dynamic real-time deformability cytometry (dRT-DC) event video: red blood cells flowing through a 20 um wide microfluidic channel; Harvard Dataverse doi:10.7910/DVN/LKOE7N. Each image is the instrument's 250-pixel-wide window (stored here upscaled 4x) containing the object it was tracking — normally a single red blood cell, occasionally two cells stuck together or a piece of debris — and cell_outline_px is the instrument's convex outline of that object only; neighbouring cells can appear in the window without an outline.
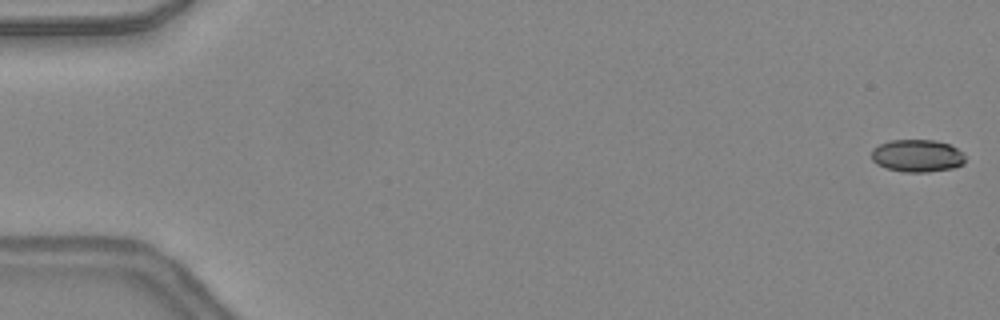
{"species": "common noctule bat (a hibernating species)", "species_latin": "Nyctalus noctula", "temperature_condition": "warm", "stored_images_in_passage": 18, "camera_frame_rate_fps": 3000, "um_per_image_px": 0.085, "animal": {"sex": "female", "body_mass_g": 24.6, "forearm_length_mm": 56.2}, "frame": {"image": 1, "passage_image": 1, "time_ms": 0.0, "image_size_px": [1000, 320], "cell_outline_px": [[964, 164], [952, 168], [928, 172], [904, 172], [888, 168], [876, 164], [872, 160], [872, 148], [880, 144], [892, 140], [936, 140], [948, 144], [956, 148], [964, 156]], "centroid_in_image_um": [77.94, 13.24], "position_along_channel_um": 7.1, "area_um2": 17.63}}
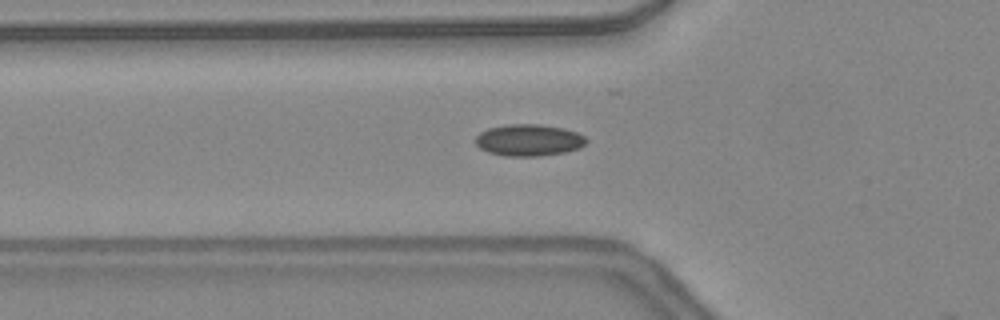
{"frame": {"image": 2, "passage_image": 17, "time_ms": 5.333, "image_size_px": [1000, 320], "cell_outline_px": [[588, 140], [580, 148], [564, 152], [540, 156], [504, 156], [488, 152], [480, 148], [476, 144], [476, 136], [480, 132], [488, 128], [508, 124], [540, 124], [564, 128], [576, 132], [584, 136]], "centroid_in_image_um": [44.94, 11.91], "position_along_channel_um": 80.9, "area_um2": 20.52}}